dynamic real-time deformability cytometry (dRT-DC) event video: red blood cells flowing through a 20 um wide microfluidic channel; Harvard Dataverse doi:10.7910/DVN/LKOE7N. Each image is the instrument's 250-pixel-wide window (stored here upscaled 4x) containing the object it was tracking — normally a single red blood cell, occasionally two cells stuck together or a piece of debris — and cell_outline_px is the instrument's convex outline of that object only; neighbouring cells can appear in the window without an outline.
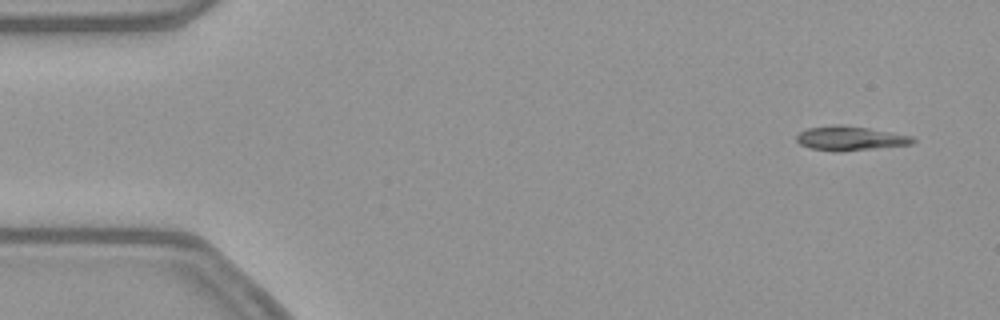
{"species": "common noctule bat (a hibernating species)", "species_latin": "Nyctalus noctula", "temperature_condition": "warm", "stored_images_in_passage": 52, "camera_frame_rate_fps": 3000, "um_per_image_px": 0.085, "animal": {"sex": "female", "body_mass_g": 21.9}, "frame": {"image": 1, "passage_image": 3, "time_ms": 0.667, "image_size_px": [1000, 320], "cell_outline_px": [[916, 140], [912, 144], [840, 152], [832, 152], [808, 148], [800, 144], [796, 140], [796, 136], [800, 132], [808, 128], [836, 124], [840, 124], [868, 128], [912, 136]], "centroid_in_image_um": [72.22, 11.77], "position_along_channel_um": 12.8, "area_um2": 16.53}}
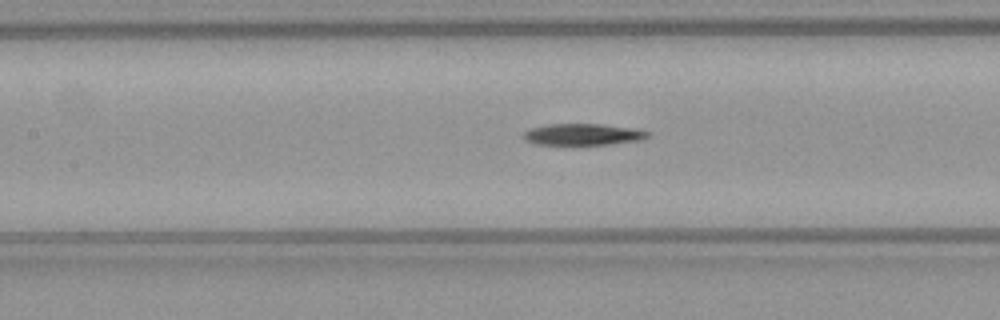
{"frame": {"image": 2, "passage_image": 23, "time_ms": 7.333, "image_size_px": [1000, 320], "cell_outline_px": [[652, 132], [648, 136], [640, 140], [608, 144], [572, 148], [532, 144], [524, 140], [524, 132], [532, 128], [548, 124], [600, 124], [636, 128]], "centroid_in_image_um": [49.5, 11.48], "position_along_channel_um": 157.9, "area_um2": 16.59}}
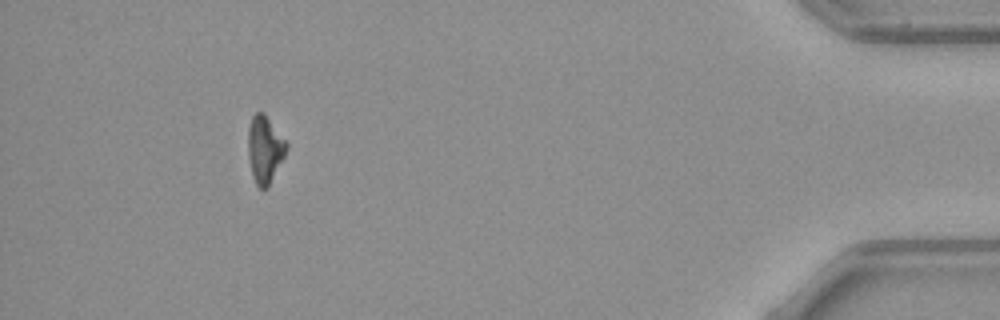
{"frame": {"image": 3, "passage_image": 48, "time_ms": 15.667, "image_size_px": [1000, 320], "cell_outline_px": [[288, 148], [268, 188], [260, 188], [256, 184], [252, 172], [248, 156], [248, 128], [252, 116], [256, 112], [264, 112], [288, 144]], "centroid_in_image_um": [22.51, 12.67], "position_along_channel_um": 412.7, "area_um2": 14.91}, "authors_computed_cell_mechanics": {"area_um2": 16.1551, "velocity_mm_per_s": 3.8857, "shape_relaxation_time_tau1_ms": 8.6935, "shape_relaxation_time_tau2_ms": null, "deformation_change_tau1": 0.2133, "deformation_change_tau2": null}}